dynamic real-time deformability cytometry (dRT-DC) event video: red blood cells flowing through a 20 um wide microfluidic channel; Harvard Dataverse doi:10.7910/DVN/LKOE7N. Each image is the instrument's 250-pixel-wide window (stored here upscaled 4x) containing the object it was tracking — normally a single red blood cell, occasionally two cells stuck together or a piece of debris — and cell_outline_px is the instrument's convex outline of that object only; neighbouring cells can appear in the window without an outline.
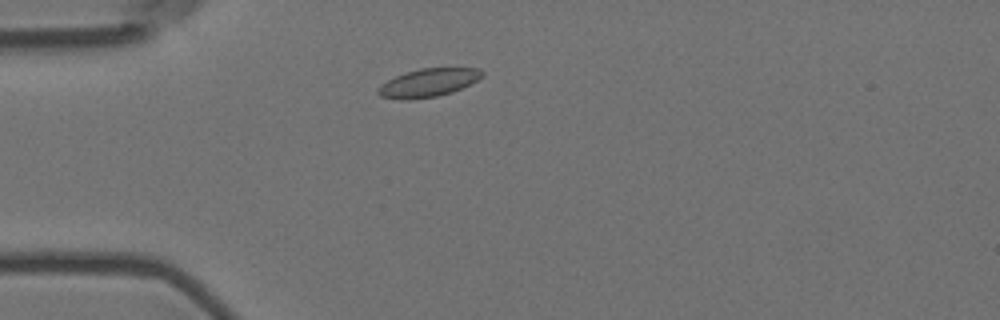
{"species": "Egyptian fruit bat (a non-hibernating species)", "species_latin": "Rousettus aegyptiacus", "temperature_condition": "room temperature", "stored_images_in_passage": 6, "camera_frame_rate_fps": 3000, "um_per_image_px": 0.085, "animal": {"sex": "female"}, "frame": {"image": 1, "passage_image": 2, "time_ms": 0.333, "image_size_px": [1000, 320], "cell_outline_px": [[484, 76], [452, 92], [436, 96], [408, 100], [400, 100], [380, 96], [376, 92], [388, 80], [404, 72], [420, 68], [480, 68], [484, 72]], "centroid_in_image_um": [36.41, 7.02], "position_along_channel_um": 48.6, "area_um2": 16.94}}
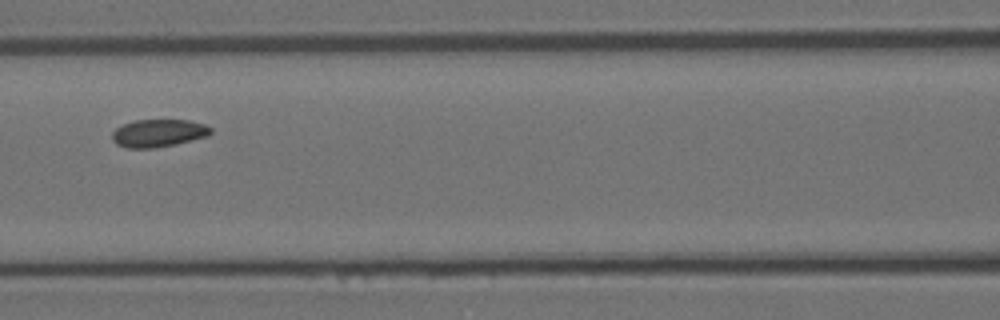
{"frame": {"image": 2, "passage_image": 5, "time_ms": 1.333, "image_size_px": [1000, 320], "cell_outline_px": [[212, 132], [208, 136], [176, 144], [156, 148], [128, 148], [116, 144], [112, 140], [112, 132], [116, 128], [124, 124], [136, 120], [188, 120], [204, 124], [212, 128]], "centroid_in_image_um": [13.47, 11.32], "position_along_channel_um": 153.1, "area_um2": 15.95}}
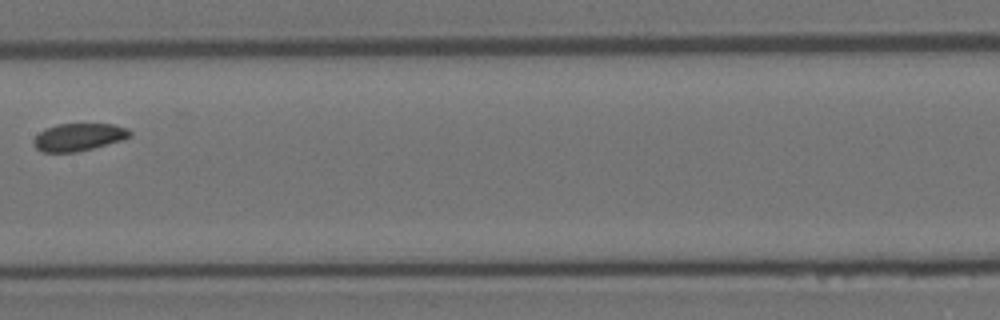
{"frame": {"image": 3, "passage_image": 6, "time_ms": 1.667, "image_size_px": [1000, 320], "cell_outline_px": [[132, 136], [120, 140], [92, 148], [76, 152], [44, 152], [36, 148], [32, 144], [32, 140], [40, 132], [56, 124], [112, 124], [128, 128], [132, 132]], "centroid_in_image_um": [6.68, 11.65], "position_along_channel_um": 200.7, "area_um2": 15.32}}